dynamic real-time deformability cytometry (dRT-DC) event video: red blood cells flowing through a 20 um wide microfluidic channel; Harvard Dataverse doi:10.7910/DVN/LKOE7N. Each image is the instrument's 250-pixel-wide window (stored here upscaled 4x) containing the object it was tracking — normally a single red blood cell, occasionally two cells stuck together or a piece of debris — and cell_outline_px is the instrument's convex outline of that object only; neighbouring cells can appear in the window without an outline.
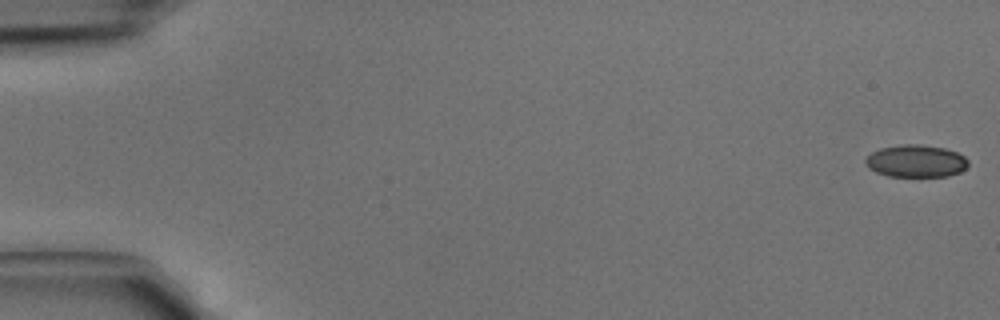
{"species": "common noctule bat (a hibernating species)", "species_latin": "Nyctalus noctula", "temperature_condition": "cold", "stored_images_in_passage": 5, "camera_frame_rate_fps": 3000, "um_per_image_px": 0.085, "animal": {"sex": "male", "body_mass_g": 15.6}, "frame": {"image": 1, "passage_image": 1, "time_ms": 0.0, "image_size_px": [1000, 320], "cell_outline_px": [[968, 164], [960, 172], [948, 176], [888, 176], [876, 172], [868, 168], [864, 164], [864, 160], [872, 152], [880, 148], [900, 144], [920, 144], [944, 148], [956, 152], [964, 156], [968, 160]], "centroid_in_image_um": [77.82, 13.68], "position_along_channel_um": 7.2, "area_um2": 19.42}}
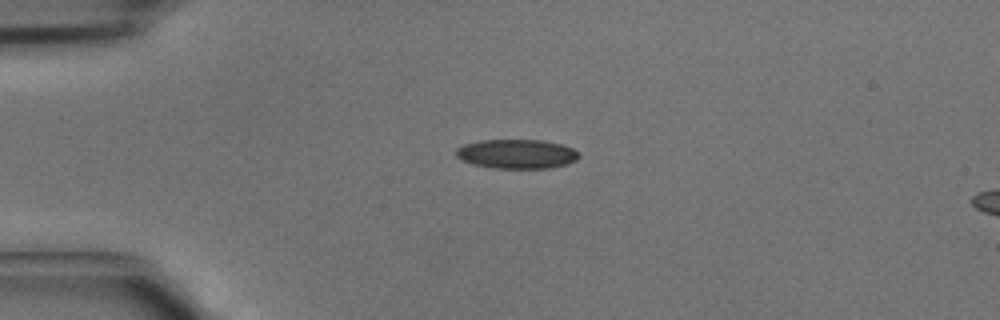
{"frame": {"image": 2, "passage_image": 3, "time_ms": 0.667, "image_size_px": [1000, 320], "cell_outline_px": [[580, 156], [576, 160], [568, 164], [552, 168], [492, 168], [476, 164], [464, 160], [456, 156], [456, 148], [464, 144], [480, 140], [544, 140], [564, 144], [572, 148]], "centroid_in_image_um": [43.96, 13.08], "position_along_channel_um": 41.0, "area_um2": 20.98}}